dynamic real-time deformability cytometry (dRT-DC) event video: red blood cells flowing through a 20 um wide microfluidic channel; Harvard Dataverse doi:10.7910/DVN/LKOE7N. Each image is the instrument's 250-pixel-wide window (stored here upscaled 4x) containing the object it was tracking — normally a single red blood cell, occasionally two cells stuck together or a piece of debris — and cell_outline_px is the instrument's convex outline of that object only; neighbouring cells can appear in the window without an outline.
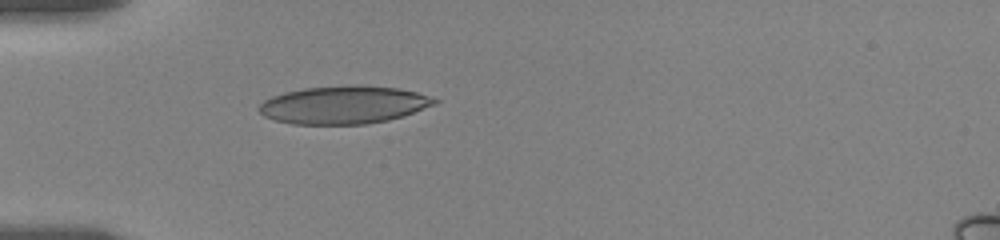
{"species": "human", "species_latin": "Homo sapiens", "temperature_condition": "room temperature", "stored_images_in_passage": 41, "camera_frame_rate_fps": 3000, "um_per_image_px": 0.085, "donor": {"sex": "female"}, "frame": {"image": 1, "passage_image": 1, "time_ms": 0.0, "image_size_px": [1000, 240], "cell_outline_px": [[440, 100], [436, 104], [404, 116], [388, 120], [364, 124], [292, 124], [276, 120], [264, 116], [260, 112], [260, 104], [264, 100], [272, 96], [284, 92], [304, 88], [396, 88], [416, 92]], "centroid_in_image_um": [29.21, 8.96], "position_along_channel_um": 55.8, "area_um2": 37.4}}
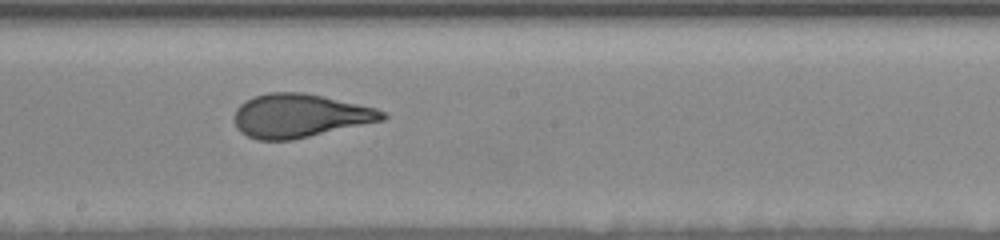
{"frame": {"image": 2, "passage_image": 16, "time_ms": 5.0, "image_size_px": [1000, 240], "cell_outline_px": [[388, 116], [384, 120], [292, 140], [256, 140], [240, 132], [236, 128], [236, 108], [244, 100], [252, 96], [268, 92], [304, 92], [376, 108], [384, 112]], "centroid_in_image_um": [25.46, 9.83], "position_along_channel_um": 222.7, "area_um2": 37.57}}
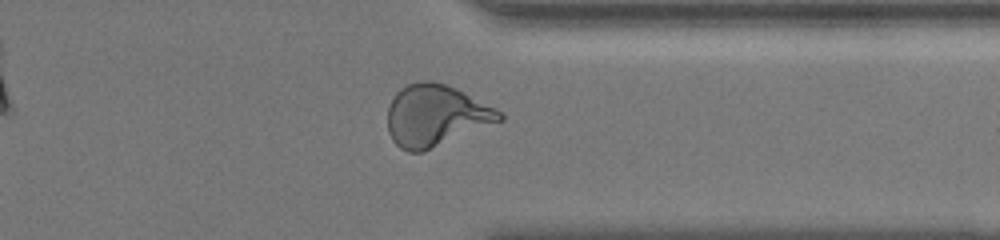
{"frame": {"image": 3, "passage_image": 29, "time_ms": 9.333, "image_size_px": [1000, 240], "cell_outline_px": [[504, 120], [424, 152], [408, 152], [400, 148], [392, 140], [388, 132], [388, 108], [396, 92], [400, 88], [408, 84], [420, 80], [432, 80], [456, 88], [500, 112], [504, 116]], "centroid_in_image_um": [37.01, 9.84], "position_along_channel_um": 374.4, "area_um2": 40.06}, "authors_computed_cell_mechanics": {"area_um2": 37.6278, "velocity_mm_per_s": 3.5199, "shape_relaxation_time_tau1_ms": 4.8765, "shape_relaxation_time_tau2_ms": null, "deformation_change_tau1": 0.201, "deformation_change_tau2": null}}